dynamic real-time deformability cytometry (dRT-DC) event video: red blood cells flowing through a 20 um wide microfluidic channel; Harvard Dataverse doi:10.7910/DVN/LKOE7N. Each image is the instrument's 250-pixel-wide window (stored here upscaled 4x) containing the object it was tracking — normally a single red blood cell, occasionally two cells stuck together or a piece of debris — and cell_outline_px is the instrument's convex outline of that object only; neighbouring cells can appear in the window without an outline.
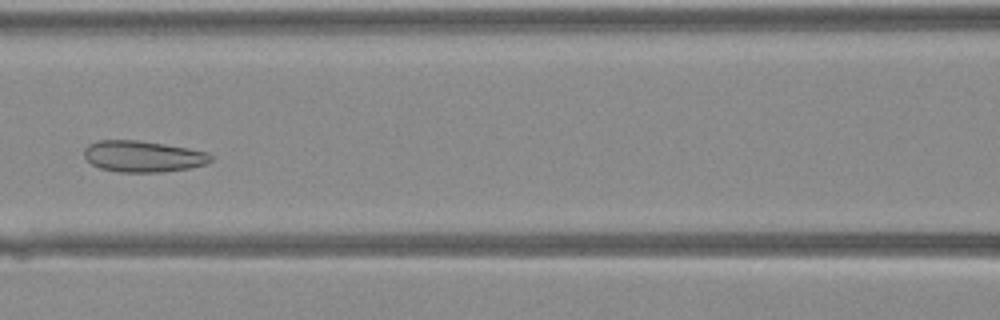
{"species": "Egyptian fruit bat (a non-hibernating species)", "species_latin": "Rousettus aegyptiacus", "temperature_condition": "warm", "stored_images_in_passage": 22, "camera_frame_rate_fps": 3000, "um_per_image_px": 0.085, "animal": {"sex": "female"}, "frame": {"image": 1, "passage_image": 8, "time_ms": 2.333, "image_size_px": [1000, 320], "cell_outline_px": [[212, 160], [208, 164], [192, 168], [160, 172], [116, 172], [100, 168], [92, 164], [84, 156], [84, 148], [88, 144], [100, 140], [136, 140], [164, 144], [188, 148], [208, 152], [212, 156]], "centroid_in_image_um": [12.17, 13.3], "position_along_channel_um": 154.4, "area_um2": 23.24}}
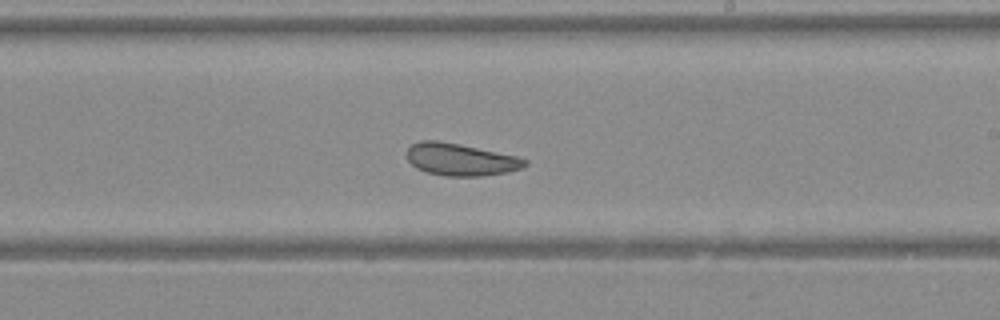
{"frame": {"image": 2, "passage_image": 14, "time_ms": 4.333, "image_size_px": [1000, 320], "cell_outline_px": [[528, 164], [520, 168], [508, 172], [480, 176], [444, 176], [428, 172], [416, 168], [408, 160], [408, 148], [412, 144], [420, 140], [436, 140], [460, 144], [516, 156], [528, 160]], "centroid_in_image_um": [39.15, 13.56], "position_along_channel_um": 249.9, "area_um2": 22.02}}
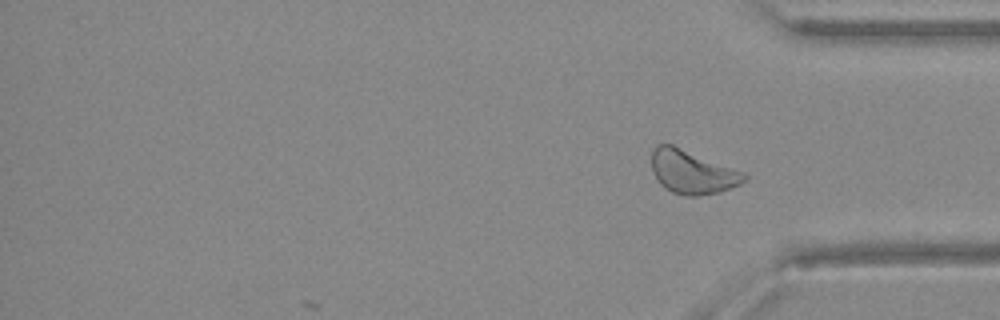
{"frame": {"image": 3, "passage_image": 22, "time_ms": 7.0, "image_size_px": [1000, 320], "cell_outline_px": [[748, 180], [740, 184], [720, 192], [696, 196], [688, 196], [672, 192], [664, 188], [660, 184], [652, 172], [652, 148], [656, 144], [672, 144], [744, 172], [748, 176]], "centroid_in_image_um": [58.83, 14.62], "position_along_channel_um": 376.4, "area_um2": 23.64}}